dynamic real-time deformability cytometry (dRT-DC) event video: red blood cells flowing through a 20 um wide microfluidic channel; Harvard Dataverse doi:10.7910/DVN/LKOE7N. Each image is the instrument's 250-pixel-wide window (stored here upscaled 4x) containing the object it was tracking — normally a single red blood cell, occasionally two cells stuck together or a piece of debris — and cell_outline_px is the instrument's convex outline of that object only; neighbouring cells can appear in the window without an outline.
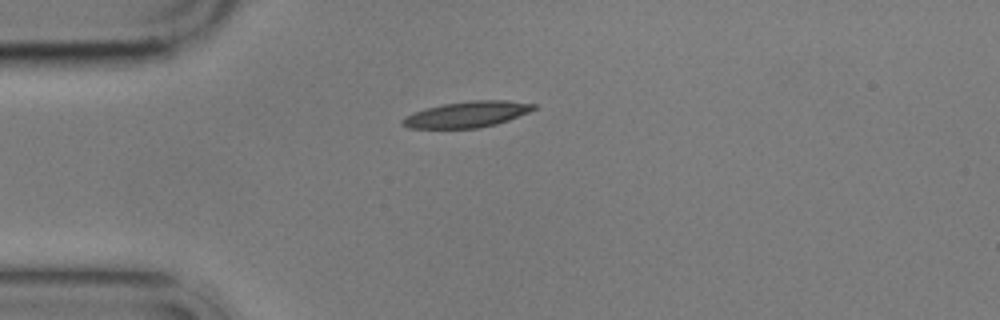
{"species": "common noctule bat (a hibernating species)", "species_latin": "Nyctalus noctula", "temperature_condition": "cold", "stored_images_in_passage": 3, "camera_frame_rate_fps": 3000, "um_per_image_px": 0.085, "animal": {"sex": "male", "body_mass_g": 17.9}, "frame": {"image": 1, "passage_image": 1, "time_ms": 0.0, "image_size_px": [1000, 320], "cell_outline_px": [[536, 108], [528, 112], [508, 120], [496, 124], [476, 128], [408, 128], [400, 124], [400, 120], [404, 116], [424, 108], [444, 104], [472, 100], [508, 100], [536, 104]], "centroid_in_image_um": [39.65, 9.72], "position_along_channel_um": 45.3, "area_um2": 19.88}}
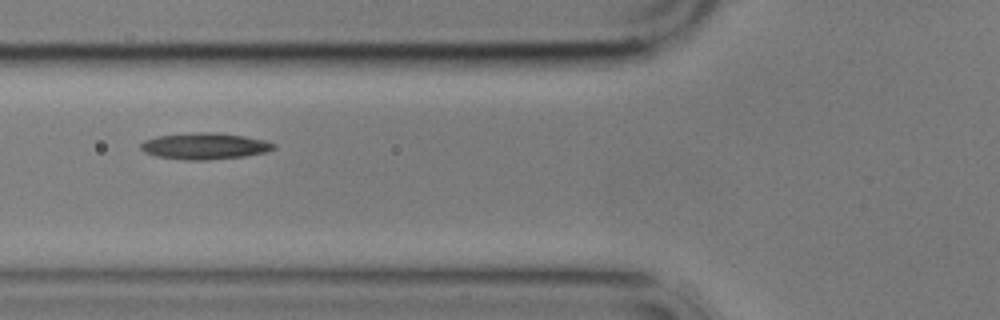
{"frame": {"image": 2, "passage_image": 3, "time_ms": 2.333, "image_size_px": [1000, 320], "cell_outline_px": [[276, 148], [268, 152], [244, 156], [208, 160], [184, 160], [156, 156], [144, 152], [140, 148], [140, 144], [144, 140], [156, 136], [192, 132], [208, 132], [244, 136], [264, 140], [276, 144]], "centroid_in_image_um": [17.39, 12.42], "position_along_channel_um": 108.4, "area_um2": 20.58}}